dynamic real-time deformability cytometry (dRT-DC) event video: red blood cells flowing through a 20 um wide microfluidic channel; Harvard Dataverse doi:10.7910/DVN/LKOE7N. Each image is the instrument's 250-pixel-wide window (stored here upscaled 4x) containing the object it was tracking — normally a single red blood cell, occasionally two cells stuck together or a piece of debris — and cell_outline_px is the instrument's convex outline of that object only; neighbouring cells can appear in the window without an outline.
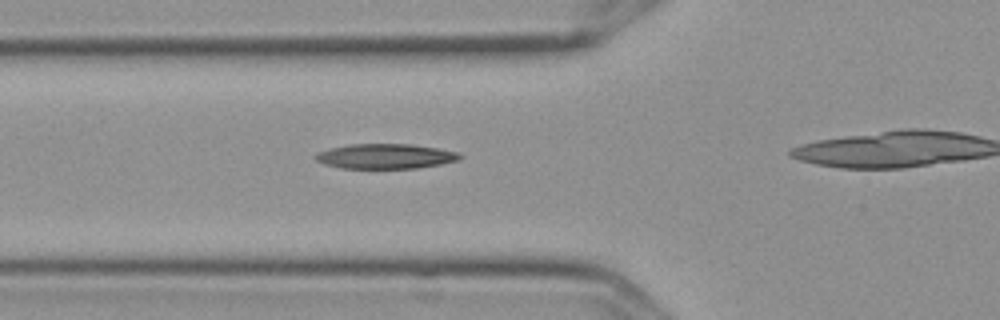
{"species": "Egyptian fruit bat (a non-hibernating species)", "species_latin": "Rousettus aegyptiacus", "temperature_condition": "cold", "stored_images_in_passage": 4, "camera_frame_rate_fps": 3000, "um_per_image_px": 0.085, "frame": {"image": 1, "passage_image": 3, "time_ms": 0.667, "image_size_px": [1000, 320], "cell_outline_px": [[464, 156], [460, 160], [440, 164], [416, 168], [340, 168], [324, 164], [316, 160], [312, 156], [316, 152], [328, 148], [348, 144], [412, 144], [460, 152]], "centroid_in_image_um": [32.74, 13.27], "position_along_channel_um": 93.1, "area_um2": 21.21}}